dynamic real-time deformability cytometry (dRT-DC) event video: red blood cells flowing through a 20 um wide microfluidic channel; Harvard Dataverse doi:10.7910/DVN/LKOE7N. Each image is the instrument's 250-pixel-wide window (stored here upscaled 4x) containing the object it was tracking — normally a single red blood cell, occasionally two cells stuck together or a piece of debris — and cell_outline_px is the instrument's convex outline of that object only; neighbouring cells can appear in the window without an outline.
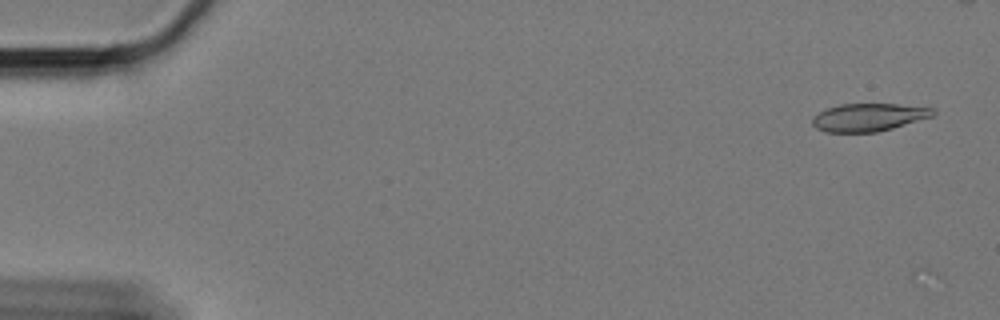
{"species": "Egyptian fruit bat (a non-hibernating species)", "species_latin": "Rousettus aegyptiacus", "temperature_condition": "cold", "stored_images_in_passage": 8, "camera_frame_rate_fps": 3000, "um_per_image_px": 0.085, "animal": {"sex": "female"}, "frame": {"image": 1, "passage_image": 3, "time_ms": 0.667, "image_size_px": [1000, 320], "cell_outline_px": [[936, 112], [932, 116], [892, 128], [876, 132], [824, 132], [816, 128], [812, 124], [812, 116], [828, 108], [840, 104], [900, 104], [932, 108]], "centroid_in_image_um": [73.8, 9.97], "position_along_channel_um": 11.2, "area_um2": 19.42}}